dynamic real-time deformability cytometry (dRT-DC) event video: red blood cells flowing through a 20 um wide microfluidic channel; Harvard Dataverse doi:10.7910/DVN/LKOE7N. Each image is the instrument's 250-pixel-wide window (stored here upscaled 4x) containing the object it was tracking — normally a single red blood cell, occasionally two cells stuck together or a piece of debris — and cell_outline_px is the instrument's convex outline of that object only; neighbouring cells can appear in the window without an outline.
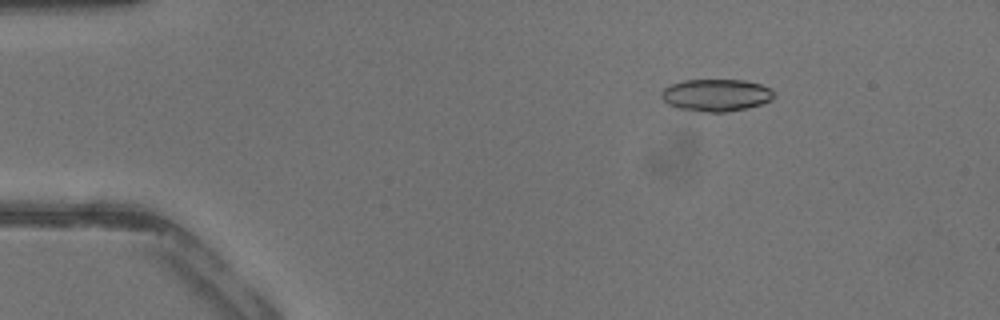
{"species": "common noctule bat (a hibernating species)", "species_latin": "Nyctalus noctula", "temperature_condition": "warm", "stored_images_in_passage": 36, "camera_frame_rate_fps": 3000, "um_per_image_px": 0.085, "animal": {"sex": "male", "body_mass_g": 13.3}, "frame": {"image": 1, "passage_image": 1, "time_ms": 0.0, "image_size_px": [1000, 320], "cell_outline_px": [[776, 96], [772, 100], [748, 108], [724, 112], [704, 112], [676, 108], [668, 104], [660, 96], [660, 92], [664, 88], [672, 84], [684, 80], [744, 80], [760, 84], [772, 88], [776, 92]], "centroid_in_image_um": [60.9, 8.09], "position_along_channel_um": 24.1, "area_um2": 21.39}}
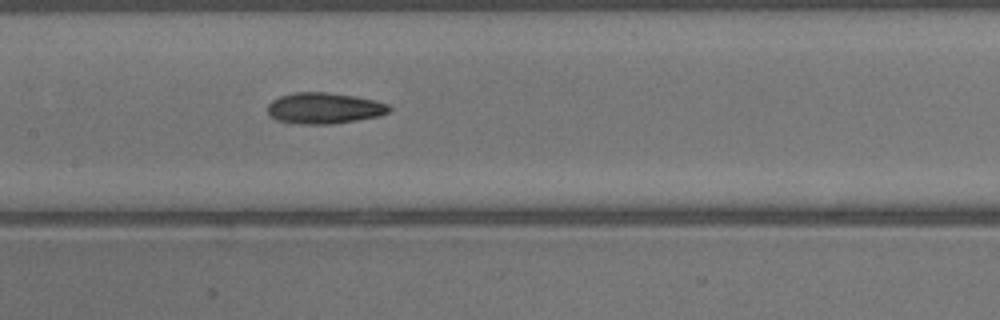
{"frame": {"image": 2, "passage_image": 15, "time_ms": 4.667, "image_size_px": [1000, 320], "cell_outline_px": [[392, 108], [388, 112], [380, 116], [332, 124], [288, 124], [276, 120], [268, 116], [268, 104], [272, 100], [280, 96], [296, 92], [324, 92], [352, 96], [376, 100], [388, 104]], "centroid_in_image_um": [27.52, 9.21], "position_along_channel_um": 179.9, "area_um2": 22.2}}
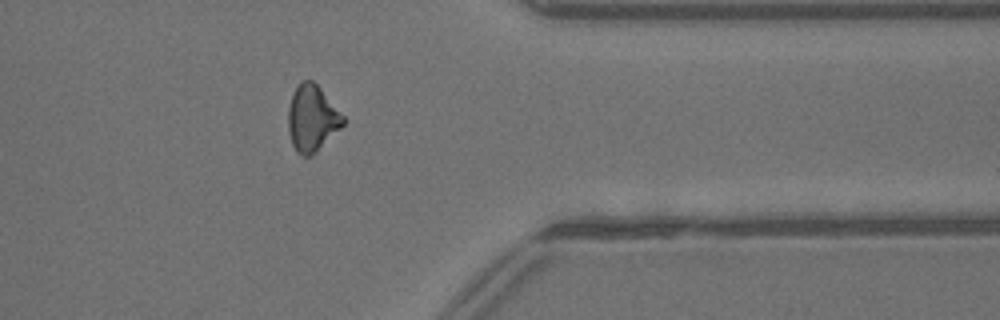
{"frame": {"image": 3, "passage_image": 28, "time_ms": 9.0, "image_size_px": [1000, 320], "cell_outline_px": [[348, 120], [312, 156], [304, 156], [296, 152], [292, 144], [288, 132], [288, 108], [292, 92], [300, 80], [312, 80], [320, 88]], "centroid_in_image_um": [26.51, 10.05], "position_along_channel_um": 384.9, "area_um2": 21.39}}